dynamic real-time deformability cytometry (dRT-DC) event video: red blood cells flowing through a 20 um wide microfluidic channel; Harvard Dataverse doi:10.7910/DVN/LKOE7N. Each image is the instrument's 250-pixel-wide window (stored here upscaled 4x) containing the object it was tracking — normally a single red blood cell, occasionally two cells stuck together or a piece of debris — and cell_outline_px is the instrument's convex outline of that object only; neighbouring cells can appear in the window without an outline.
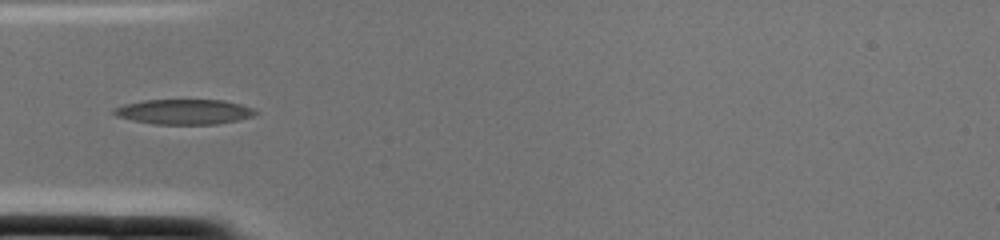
{"species": "common noctule bat (a hibernating species)", "species_latin": "Nyctalus noctula", "temperature_condition": "cold", "stored_images_in_passage": 1, "camera_frame_rate_fps": 3000, "um_per_image_px": 0.085, "animal": {"sex": "female", "body_mass_g": 22.0, "forearm_length_mm": 56.7}, "frame": {"image": 1, "passage_image": 1, "time_ms": 0.0, "image_size_px": [1000, 240], "cell_outline_px": [[260, 112], [252, 116], [240, 120], [216, 124], [156, 124], [132, 120], [116, 116], [112, 112], [112, 108], [124, 104], [144, 100], [224, 100], [240, 104], [252, 108]], "centroid_in_image_um": [15.65, 9.5], "position_along_channel_um": 69.4, "area_um2": 20.75}}